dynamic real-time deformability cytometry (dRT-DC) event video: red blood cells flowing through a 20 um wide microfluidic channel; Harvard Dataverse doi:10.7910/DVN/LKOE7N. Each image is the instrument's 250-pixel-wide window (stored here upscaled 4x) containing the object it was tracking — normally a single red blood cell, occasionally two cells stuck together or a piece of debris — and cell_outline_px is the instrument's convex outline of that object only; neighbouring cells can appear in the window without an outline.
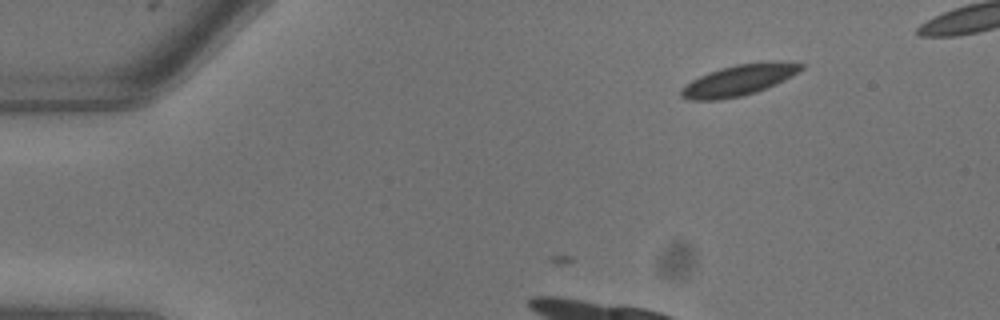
{"species": "common noctule bat (a hibernating species)", "species_latin": "Nyctalus noctula", "temperature_condition": "warm", "stored_images_in_passage": 5, "camera_frame_rate_fps": 3000, "um_per_image_px": 0.085, "animal": {"sex": "male", "body_mass_g": 13.3}, "frame": {"image": 1, "passage_image": 5, "time_ms": 1.333, "image_size_px": [1000, 320], "cell_outline_px": [[804, 68], [800, 72], [776, 84], [756, 92], [740, 96], [720, 100], [688, 100], [680, 96], [680, 88], [692, 80], [708, 72], [720, 68], [736, 64], [772, 60], [804, 64]], "centroid_in_image_um": [62.81, 6.8], "position_along_channel_um": 22.2, "area_um2": 21.85}}